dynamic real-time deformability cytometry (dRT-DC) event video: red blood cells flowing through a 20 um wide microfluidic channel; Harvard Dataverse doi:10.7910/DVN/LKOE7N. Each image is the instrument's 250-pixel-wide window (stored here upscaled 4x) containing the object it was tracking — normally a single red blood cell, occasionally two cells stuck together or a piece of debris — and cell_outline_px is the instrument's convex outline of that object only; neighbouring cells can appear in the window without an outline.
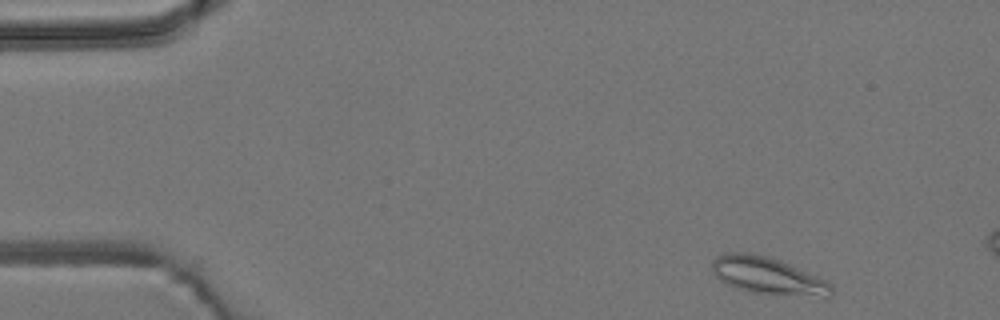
{"species": "common noctule bat (a hibernating species)", "species_latin": "Nyctalus noctula", "temperature_condition": "room temperature", "stored_images_in_passage": 3, "camera_frame_rate_fps": 3000, "um_per_image_px": 0.085, "animal": {"sex": "male", "body_mass_g": 19.2, "forearm_length_mm": 51.8}, "frame": {"image": 1, "passage_image": 1, "time_ms": 0.0, "image_size_px": [1000, 320], "cell_outline_px": [[832, 296], [824, 300], [748, 292], [736, 288], [720, 280], [716, 276], [712, 268], [712, 260], [716, 256], [724, 252], [748, 252], [764, 256], [788, 264], [816, 276], [832, 284]], "centroid_in_image_um": [65.32, 23.5], "position_along_channel_um": 19.7, "area_um2": 26.36}}